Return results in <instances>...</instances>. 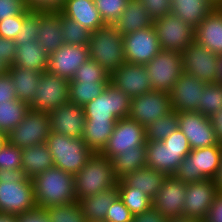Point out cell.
Instances as JSON below:
<instances>
[{"instance_id":"cell-4","label":"cell","mask_w":222,"mask_h":222,"mask_svg":"<svg viewBox=\"0 0 222 222\" xmlns=\"http://www.w3.org/2000/svg\"><path fill=\"white\" fill-rule=\"evenodd\" d=\"M88 51L90 58L95 60L108 74L126 62L123 35L113 25L106 24L91 33Z\"/></svg>"},{"instance_id":"cell-19","label":"cell","mask_w":222,"mask_h":222,"mask_svg":"<svg viewBox=\"0 0 222 222\" xmlns=\"http://www.w3.org/2000/svg\"><path fill=\"white\" fill-rule=\"evenodd\" d=\"M88 59V45L63 44L49 55L47 71L71 80L78 68Z\"/></svg>"},{"instance_id":"cell-34","label":"cell","mask_w":222,"mask_h":222,"mask_svg":"<svg viewBox=\"0 0 222 222\" xmlns=\"http://www.w3.org/2000/svg\"><path fill=\"white\" fill-rule=\"evenodd\" d=\"M111 161L115 177L121 180L129 173L146 167V145L117 154Z\"/></svg>"},{"instance_id":"cell-54","label":"cell","mask_w":222,"mask_h":222,"mask_svg":"<svg viewBox=\"0 0 222 222\" xmlns=\"http://www.w3.org/2000/svg\"><path fill=\"white\" fill-rule=\"evenodd\" d=\"M163 142L173 150H191L187 137L179 128L164 139Z\"/></svg>"},{"instance_id":"cell-33","label":"cell","mask_w":222,"mask_h":222,"mask_svg":"<svg viewBox=\"0 0 222 222\" xmlns=\"http://www.w3.org/2000/svg\"><path fill=\"white\" fill-rule=\"evenodd\" d=\"M8 73L14 84L17 99L29 104L38 87L41 72L29 68L9 67Z\"/></svg>"},{"instance_id":"cell-56","label":"cell","mask_w":222,"mask_h":222,"mask_svg":"<svg viewBox=\"0 0 222 222\" xmlns=\"http://www.w3.org/2000/svg\"><path fill=\"white\" fill-rule=\"evenodd\" d=\"M203 222H222V192H218Z\"/></svg>"},{"instance_id":"cell-50","label":"cell","mask_w":222,"mask_h":222,"mask_svg":"<svg viewBox=\"0 0 222 222\" xmlns=\"http://www.w3.org/2000/svg\"><path fill=\"white\" fill-rule=\"evenodd\" d=\"M27 8L26 0H0V21L19 15Z\"/></svg>"},{"instance_id":"cell-65","label":"cell","mask_w":222,"mask_h":222,"mask_svg":"<svg viewBox=\"0 0 222 222\" xmlns=\"http://www.w3.org/2000/svg\"><path fill=\"white\" fill-rule=\"evenodd\" d=\"M211 1L214 2L217 6L222 5V0H211Z\"/></svg>"},{"instance_id":"cell-25","label":"cell","mask_w":222,"mask_h":222,"mask_svg":"<svg viewBox=\"0 0 222 222\" xmlns=\"http://www.w3.org/2000/svg\"><path fill=\"white\" fill-rule=\"evenodd\" d=\"M60 12L91 32L105 26L94 0H65Z\"/></svg>"},{"instance_id":"cell-2","label":"cell","mask_w":222,"mask_h":222,"mask_svg":"<svg viewBox=\"0 0 222 222\" xmlns=\"http://www.w3.org/2000/svg\"><path fill=\"white\" fill-rule=\"evenodd\" d=\"M35 201L39 208L76 202L74 175L51 167L33 179Z\"/></svg>"},{"instance_id":"cell-60","label":"cell","mask_w":222,"mask_h":222,"mask_svg":"<svg viewBox=\"0 0 222 222\" xmlns=\"http://www.w3.org/2000/svg\"><path fill=\"white\" fill-rule=\"evenodd\" d=\"M167 222H201V221L182 215V216L172 217V218L168 219Z\"/></svg>"},{"instance_id":"cell-35","label":"cell","mask_w":222,"mask_h":222,"mask_svg":"<svg viewBox=\"0 0 222 222\" xmlns=\"http://www.w3.org/2000/svg\"><path fill=\"white\" fill-rule=\"evenodd\" d=\"M117 121H85L83 141L94 153H100L111 137Z\"/></svg>"},{"instance_id":"cell-57","label":"cell","mask_w":222,"mask_h":222,"mask_svg":"<svg viewBox=\"0 0 222 222\" xmlns=\"http://www.w3.org/2000/svg\"><path fill=\"white\" fill-rule=\"evenodd\" d=\"M167 218L163 217L153 207L141 214L134 215L133 222H167Z\"/></svg>"},{"instance_id":"cell-12","label":"cell","mask_w":222,"mask_h":222,"mask_svg":"<svg viewBox=\"0 0 222 222\" xmlns=\"http://www.w3.org/2000/svg\"><path fill=\"white\" fill-rule=\"evenodd\" d=\"M146 142L145 127L129 117L118 119L111 137L100 154L111 160L117 154L146 145Z\"/></svg>"},{"instance_id":"cell-13","label":"cell","mask_w":222,"mask_h":222,"mask_svg":"<svg viewBox=\"0 0 222 222\" xmlns=\"http://www.w3.org/2000/svg\"><path fill=\"white\" fill-rule=\"evenodd\" d=\"M172 110L170 94L152 90L131 98L129 118L148 127L152 122L167 115Z\"/></svg>"},{"instance_id":"cell-63","label":"cell","mask_w":222,"mask_h":222,"mask_svg":"<svg viewBox=\"0 0 222 222\" xmlns=\"http://www.w3.org/2000/svg\"><path fill=\"white\" fill-rule=\"evenodd\" d=\"M219 73H218V82L222 83V55L219 56Z\"/></svg>"},{"instance_id":"cell-59","label":"cell","mask_w":222,"mask_h":222,"mask_svg":"<svg viewBox=\"0 0 222 222\" xmlns=\"http://www.w3.org/2000/svg\"><path fill=\"white\" fill-rule=\"evenodd\" d=\"M214 181H215L218 192H222V152H221L218 171H217V174L214 178Z\"/></svg>"},{"instance_id":"cell-58","label":"cell","mask_w":222,"mask_h":222,"mask_svg":"<svg viewBox=\"0 0 222 222\" xmlns=\"http://www.w3.org/2000/svg\"><path fill=\"white\" fill-rule=\"evenodd\" d=\"M209 119L213 126L217 141L222 144V108L209 117Z\"/></svg>"},{"instance_id":"cell-30","label":"cell","mask_w":222,"mask_h":222,"mask_svg":"<svg viewBox=\"0 0 222 222\" xmlns=\"http://www.w3.org/2000/svg\"><path fill=\"white\" fill-rule=\"evenodd\" d=\"M53 166V157L47 143H39L22 149V169L27 178L33 179Z\"/></svg>"},{"instance_id":"cell-32","label":"cell","mask_w":222,"mask_h":222,"mask_svg":"<svg viewBox=\"0 0 222 222\" xmlns=\"http://www.w3.org/2000/svg\"><path fill=\"white\" fill-rule=\"evenodd\" d=\"M168 176L149 167L140 168L126 175L122 180L130 187L139 188L153 198Z\"/></svg>"},{"instance_id":"cell-15","label":"cell","mask_w":222,"mask_h":222,"mask_svg":"<svg viewBox=\"0 0 222 222\" xmlns=\"http://www.w3.org/2000/svg\"><path fill=\"white\" fill-rule=\"evenodd\" d=\"M123 48L127 63L143 65L150 62L161 51L154 26L124 35Z\"/></svg>"},{"instance_id":"cell-41","label":"cell","mask_w":222,"mask_h":222,"mask_svg":"<svg viewBox=\"0 0 222 222\" xmlns=\"http://www.w3.org/2000/svg\"><path fill=\"white\" fill-rule=\"evenodd\" d=\"M50 222H86L79 202L45 208Z\"/></svg>"},{"instance_id":"cell-62","label":"cell","mask_w":222,"mask_h":222,"mask_svg":"<svg viewBox=\"0 0 222 222\" xmlns=\"http://www.w3.org/2000/svg\"><path fill=\"white\" fill-rule=\"evenodd\" d=\"M8 142V134L0 132V151Z\"/></svg>"},{"instance_id":"cell-44","label":"cell","mask_w":222,"mask_h":222,"mask_svg":"<svg viewBox=\"0 0 222 222\" xmlns=\"http://www.w3.org/2000/svg\"><path fill=\"white\" fill-rule=\"evenodd\" d=\"M129 0H94L103 22L113 25L127 7Z\"/></svg>"},{"instance_id":"cell-37","label":"cell","mask_w":222,"mask_h":222,"mask_svg":"<svg viewBox=\"0 0 222 222\" xmlns=\"http://www.w3.org/2000/svg\"><path fill=\"white\" fill-rule=\"evenodd\" d=\"M29 105L18 99L0 104V132L8 134L23 120Z\"/></svg>"},{"instance_id":"cell-14","label":"cell","mask_w":222,"mask_h":222,"mask_svg":"<svg viewBox=\"0 0 222 222\" xmlns=\"http://www.w3.org/2000/svg\"><path fill=\"white\" fill-rule=\"evenodd\" d=\"M184 72L206 83L218 82L219 56L195 41L182 53Z\"/></svg>"},{"instance_id":"cell-51","label":"cell","mask_w":222,"mask_h":222,"mask_svg":"<svg viewBox=\"0 0 222 222\" xmlns=\"http://www.w3.org/2000/svg\"><path fill=\"white\" fill-rule=\"evenodd\" d=\"M15 40L0 36V60L9 68L14 65L16 55Z\"/></svg>"},{"instance_id":"cell-38","label":"cell","mask_w":222,"mask_h":222,"mask_svg":"<svg viewBox=\"0 0 222 222\" xmlns=\"http://www.w3.org/2000/svg\"><path fill=\"white\" fill-rule=\"evenodd\" d=\"M107 84L69 81V101L84 107L88 102L101 95Z\"/></svg>"},{"instance_id":"cell-31","label":"cell","mask_w":222,"mask_h":222,"mask_svg":"<svg viewBox=\"0 0 222 222\" xmlns=\"http://www.w3.org/2000/svg\"><path fill=\"white\" fill-rule=\"evenodd\" d=\"M117 197L118 189L116 186L80 199L78 202L86 222L104 221L108 208Z\"/></svg>"},{"instance_id":"cell-10","label":"cell","mask_w":222,"mask_h":222,"mask_svg":"<svg viewBox=\"0 0 222 222\" xmlns=\"http://www.w3.org/2000/svg\"><path fill=\"white\" fill-rule=\"evenodd\" d=\"M50 133L49 114L30 109L20 124L8 133V141L20 149H25L35 144L46 143Z\"/></svg>"},{"instance_id":"cell-61","label":"cell","mask_w":222,"mask_h":222,"mask_svg":"<svg viewBox=\"0 0 222 222\" xmlns=\"http://www.w3.org/2000/svg\"><path fill=\"white\" fill-rule=\"evenodd\" d=\"M0 222H16V215L0 214Z\"/></svg>"},{"instance_id":"cell-26","label":"cell","mask_w":222,"mask_h":222,"mask_svg":"<svg viewBox=\"0 0 222 222\" xmlns=\"http://www.w3.org/2000/svg\"><path fill=\"white\" fill-rule=\"evenodd\" d=\"M61 24L62 13L60 11H40L37 41L41 43L48 55L64 44Z\"/></svg>"},{"instance_id":"cell-21","label":"cell","mask_w":222,"mask_h":222,"mask_svg":"<svg viewBox=\"0 0 222 222\" xmlns=\"http://www.w3.org/2000/svg\"><path fill=\"white\" fill-rule=\"evenodd\" d=\"M185 194L186 183L174 176H168L152 198V207L167 219L182 216Z\"/></svg>"},{"instance_id":"cell-39","label":"cell","mask_w":222,"mask_h":222,"mask_svg":"<svg viewBox=\"0 0 222 222\" xmlns=\"http://www.w3.org/2000/svg\"><path fill=\"white\" fill-rule=\"evenodd\" d=\"M178 127V112L171 111L146 127V141H163Z\"/></svg>"},{"instance_id":"cell-28","label":"cell","mask_w":222,"mask_h":222,"mask_svg":"<svg viewBox=\"0 0 222 222\" xmlns=\"http://www.w3.org/2000/svg\"><path fill=\"white\" fill-rule=\"evenodd\" d=\"M216 7L211 0H171V13L194 29Z\"/></svg>"},{"instance_id":"cell-29","label":"cell","mask_w":222,"mask_h":222,"mask_svg":"<svg viewBox=\"0 0 222 222\" xmlns=\"http://www.w3.org/2000/svg\"><path fill=\"white\" fill-rule=\"evenodd\" d=\"M49 55L39 41L22 42L16 47L15 62L10 67L29 68L32 71L47 70Z\"/></svg>"},{"instance_id":"cell-46","label":"cell","mask_w":222,"mask_h":222,"mask_svg":"<svg viewBox=\"0 0 222 222\" xmlns=\"http://www.w3.org/2000/svg\"><path fill=\"white\" fill-rule=\"evenodd\" d=\"M0 169H22V149L8 142L0 151Z\"/></svg>"},{"instance_id":"cell-23","label":"cell","mask_w":222,"mask_h":222,"mask_svg":"<svg viewBox=\"0 0 222 222\" xmlns=\"http://www.w3.org/2000/svg\"><path fill=\"white\" fill-rule=\"evenodd\" d=\"M191 150H173L163 141L146 142V166L167 176H173Z\"/></svg>"},{"instance_id":"cell-17","label":"cell","mask_w":222,"mask_h":222,"mask_svg":"<svg viewBox=\"0 0 222 222\" xmlns=\"http://www.w3.org/2000/svg\"><path fill=\"white\" fill-rule=\"evenodd\" d=\"M217 193L215 181L212 179L187 183L183 216L203 222Z\"/></svg>"},{"instance_id":"cell-52","label":"cell","mask_w":222,"mask_h":222,"mask_svg":"<svg viewBox=\"0 0 222 222\" xmlns=\"http://www.w3.org/2000/svg\"><path fill=\"white\" fill-rule=\"evenodd\" d=\"M65 0H26L32 11H60Z\"/></svg>"},{"instance_id":"cell-7","label":"cell","mask_w":222,"mask_h":222,"mask_svg":"<svg viewBox=\"0 0 222 222\" xmlns=\"http://www.w3.org/2000/svg\"><path fill=\"white\" fill-rule=\"evenodd\" d=\"M130 106L131 98L109 82L101 95L83 107L85 121H117L127 118Z\"/></svg>"},{"instance_id":"cell-1","label":"cell","mask_w":222,"mask_h":222,"mask_svg":"<svg viewBox=\"0 0 222 222\" xmlns=\"http://www.w3.org/2000/svg\"><path fill=\"white\" fill-rule=\"evenodd\" d=\"M33 181L23 169H0V214L19 215L37 208Z\"/></svg>"},{"instance_id":"cell-27","label":"cell","mask_w":222,"mask_h":222,"mask_svg":"<svg viewBox=\"0 0 222 222\" xmlns=\"http://www.w3.org/2000/svg\"><path fill=\"white\" fill-rule=\"evenodd\" d=\"M154 25V20L140 0H129L113 26L124 36Z\"/></svg>"},{"instance_id":"cell-40","label":"cell","mask_w":222,"mask_h":222,"mask_svg":"<svg viewBox=\"0 0 222 222\" xmlns=\"http://www.w3.org/2000/svg\"><path fill=\"white\" fill-rule=\"evenodd\" d=\"M202 95L198 112L209 118L222 108V83H206Z\"/></svg>"},{"instance_id":"cell-3","label":"cell","mask_w":222,"mask_h":222,"mask_svg":"<svg viewBox=\"0 0 222 222\" xmlns=\"http://www.w3.org/2000/svg\"><path fill=\"white\" fill-rule=\"evenodd\" d=\"M117 183L112 161L100 153H93L83 168L74 175L76 200L116 187Z\"/></svg>"},{"instance_id":"cell-8","label":"cell","mask_w":222,"mask_h":222,"mask_svg":"<svg viewBox=\"0 0 222 222\" xmlns=\"http://www.w3.org/2000/svg\"><path fill=\"white\" fill-rule=\"evenodd\" d=\"M144 66L153 90L168 93L184 73L182 55L177 51L161 50Z\"/></svg>"},{"instance_id":"cell-53","label":"cell","mask_w":222,"mask_h":222,"mask_svg":"<svg viewBox=\"0 0 222 222\" xmlns=\"http://www.w3.org/2000/svg\"><path fill=\"white\" fill-rule=\"evenodd\" d=\"M15 99H17V96L14 84L11 76L7 72L6 74L0 76V104Z\"/></svg>"},{"instance_id":"cell-5","label":"cell","mask_w":222,"mask_h":222,"mask_svg":"<svg viewBox=\"0 0 222 222\" xmlns=\"http://www.w3.org/2000/svg\"><path fill=\"white\" fill-rule=\"evenodd\" d=\"M46 143L54 166L72 175L77 174L94 153L82 138H71L52 131Z\"/></svg>"},{"instance_id":"cell-24","label":"cell","mask_w":222,"mask_h":222,"mask_svg":"<svg viewBox=\"0 0 222 222\" xmlns=\"http://www.w3.org/2000/svg\"><path fill=\"white\" fill-rule=\"evenodd\" d=\"M194 41L222 55V7L214 8L195 29Z\"/></svg>"},{"instance_id":"cell-45","label":"cell","mask_w":222,"mask_h":222,"mask_svg":"<svg viewBox=\"0 0 222 222\" xmlns=\"http://www.w3.org/2000/svg\"><path fill=\"white\" fill-rule=\"evenodd\" d=\"M40 22V11H31L23 21L15 43L18 46L22 42L37 41Z\"/></svg>"},{"instance_id":"cell-64","label":"cell","mask_w":222,"mask_h":222,"mask_svg":"<svg viewBox=\"0 0 222 222\" xmlns=\"http://www.w3.org/2000/svg\"><path fill=\"white\" fill-rule=\"evenodd\" d=\"M8 72V67L0 60V76Z\"/></svg>"},{"instance_id":"cell-47","label":"cell","mask_w":222,"mask_h":222,"mask_svg":"<svg viewBox=\"0 0 222 222\" xmlns=\"http://www.w3.org/2000/svg\"><path fill=\"white\" fill-rule=\"evenodd\" d=\"M27 8L23 13L5 18L0 21V36L10 40H15L23 25L24 18L31 12Z\"/></svg>"},{"instance_id":"cell-20","label":"cell","mask_w":222,"mask_h":222,"mask_svg":"<svg viewBox=\"0 0 222 222\" xmlns=\"http://www.w3.org/2000/svg\"><path fill=\"white\" fill-rule=\"evenodd\" d=\"M205 85L206 82L184 72L169 92L172 110L176 112H198Z\"/></svg>"},{"instance_id":"cell-16","label":"cell","mask_w":222,"mask_h":222,"mask_svg":"<svg viewBox=\"0 0 222 222\" xmlns=\"http://www.w3.org/2000/svg\"><path fill=\"white\" fill-rule=\"evenodd\" d=\"M179 129L187 137L191 150L222 145L215 136L210 119L199 112H178Z\"/></svg>"},{"instance_id":"cell-49","label":"cell","mask_w":222,"mask_h":222,"mask_svg":"<svg viewBox=\"0 0 222 222\" xmlns=\"http://www.w3.org/2000/svg\"><path fill=\"white\" fill-rule=\"evenodd\" d=\"M150 14V17L156 21L171 13V0H140Z\"/></svg>"},{"instance_id":"cell-55","label":"cell","mask_w":222,"mask_h":222,"mask_svg":"<svg viewBox=\"0 0 222 222\" xmlns=\"http://www.w3.org/2000/svg\"><path fill=\"white\" fill-rule=\"evenodd\" d=\"M16 222H50L45 209L35 208L23 214L16 215Z\"/></svg>"},{"instance_id":"cell-11","label":"cell","mask_w":222,"mask_h":222,"mask_svg":"<svg viewBox=\"0 0 222 222\" xmlns=\"http://www.w3.org/2000/svg\"><path fill=\"white\" fill-rule=\"evenodd\" d=\"M153 26L161 50L182 53L194 42L195 29L172 13L154 21Z\"/></svg>"},{"instance_id":"cell-43","label":"cell","mask_w":222,"mask_h":222,"mask_svg":"<svg viewBox=\"0 0 222 222\" xmlns=\"http://www.w3.org/2000/svg\"><path fill=\"white\" fill-rule=\"evenodd\" d=\"M109 79L110 74L90 58L78 68L73 78L69 81L109 83Z\"/></svg>"},{"instance_id":"cell-6","label":"cell","mask_w":222,"mask_h":222,"mask_svg":"<svg viewBox=\"0 0 222 222\" xmlns=\"http://www.w3.org/2000/svg\"><path fill=\"white\" fill-rule=\"evenodd\" d=\"M222 152V145L197 148L182 160L173 176L183 183H193L204 179L214 180Z\"/></svg>"},{"instance_id":"cell-9","label":"cell","mask_w":222,"mask_h":222,"mask_svg":"<svg viewBox=\"0 0 222 222\" xmlns=\"http://www.w3.org/2000/svg\"><path fill=\"white\" fill-rule=\"evenodd\" d=\"M69 102V80L49 71L41 73L38 87L28 104L33 111L47 112Z\"/></svg>"},{"instance_id":"cell-42","label":"cell","mask_w":222,"mask_h":222,"mask_svg":"<svg viewBox=\"0 0 222 222\" xmlns=\"http://www.w3.org/2000/svg\"><path fill=\"white\" fill-rule=\"evenodd\" d=\"M61 30L64 44L88 45L91 31L62 14Z\"/></svg>"},{"instance_id":"cell-36","label":"cell","mask_w":222,"mask_h":222,"mask_svg":"<svg viewBox=\"0 0 222 222\" xmlns=\"http://www.w3.org/2000/svg\"><path fill=\"white\" fill-rule=\"evenodd\" d=\"M118 196L133 215L141 214L152 208V198L139 188L128 186L122 179L117 183Z\"/></svg>"},{"instance_id":"cell-18","label":"cell","mask_w":222,"mask_h":222,"mask_svg":"<svg viewBox=\"0 0 222 222\" xmlns=\"http://www.w3.org/2000/svg\"><path fill=\"white\" fill-rule=\"evenodd\" d=\"M109 82L130 98L153 90L149 75L143 64L124 62L110 74Z\"/></svg>"},{"instance_id":"cell-22","label":"cell","mask_w":222,"mask_h":222,"mask_svg":"<svg viewBox=\"0 0 222 222\" xmlns=\"http://www.w3.org/2000/svg\"><path fill=\"white\" fill-rule=\"evenodd\" d=\"M48 114L52 132L82 138L86 120L83 106L69 101Z\"/></svg>"},{"instance_id":"cell-48","label":"cell","mask_w":222,"mask_h":222,"mask_svg":"<svg viewBox=\"0 0 222 222\" xmlns=\"http://www.w3.org/2000/svg\"><path fill=\"white\" fill-rule=\"evenodd\" d=\"M134 215L124 205L119 196L112 202L108 208L104 221L107 222H133Z\"/></svg>"}]
</instances>
